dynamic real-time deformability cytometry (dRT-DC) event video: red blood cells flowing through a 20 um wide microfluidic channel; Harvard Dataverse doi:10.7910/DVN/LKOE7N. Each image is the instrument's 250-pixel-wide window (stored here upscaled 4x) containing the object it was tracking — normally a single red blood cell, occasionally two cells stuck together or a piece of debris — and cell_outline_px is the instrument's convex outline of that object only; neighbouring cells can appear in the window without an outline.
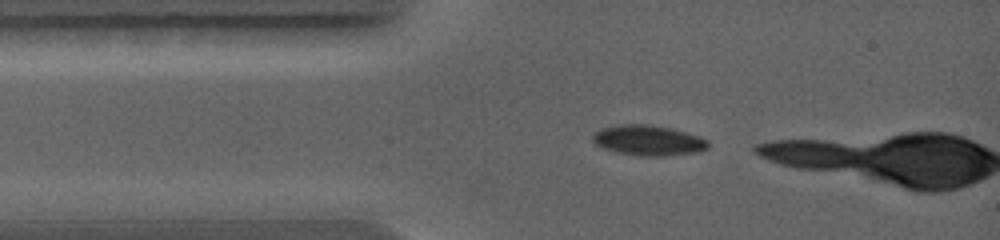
{"species": "common noctule bat (a hibernating species)", "species_latin": "Nyctalus noctula", "temperature_condition": "warm", "stored_images_in_passage": 9, "camera_frame_rate_fps": 5000, "um_per_image_px": 0.085, "animal": {"sex": "female", "body_mass_g": 19.0, "forearm_length_mm": 56.7}, "frame": {"image": 1, "passage_image": 1, "time_ms": 0.0, "image_size_px": [1000, 240], "cell_outline_px": [[708, 148], [696, 152], [664, 156], [640, 156], [616, 152], [604, 148], [596, 144], [592, 140], [592, 136], [600, 128], [620, 124], [648, 124], [672, 128], [700, 136], [708, 140]], "centroid_in_image_um": [55.11, 11.92], "position_along_channel_um": 29.9, "area_um2": 20.46}}
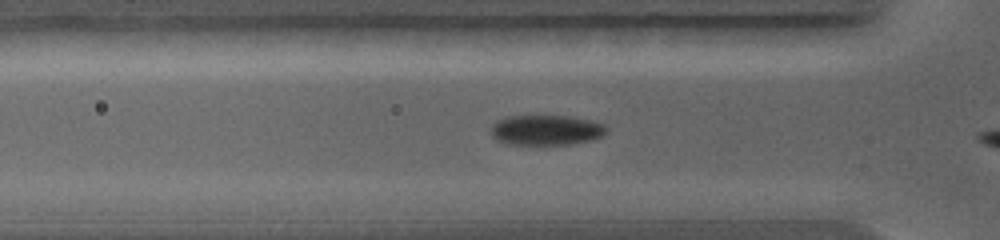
{"frame": {"image": 2, "passage_image": 7, "time_ms": 1.2, "image_size_px": [1000, 240], "cell_outline_px": [[608, 128], [604, 136], [596, 140], [576, 144], [508, 144], [496, 140], [492, 136], [492, 124], [496, 120], [504, 116], [572, 116], [592, 120], [604, 124]], "centroid_in_image_um": [46.48, 11.05], "position_along_channel_um": 79.3, "area_um2": 20.75}}